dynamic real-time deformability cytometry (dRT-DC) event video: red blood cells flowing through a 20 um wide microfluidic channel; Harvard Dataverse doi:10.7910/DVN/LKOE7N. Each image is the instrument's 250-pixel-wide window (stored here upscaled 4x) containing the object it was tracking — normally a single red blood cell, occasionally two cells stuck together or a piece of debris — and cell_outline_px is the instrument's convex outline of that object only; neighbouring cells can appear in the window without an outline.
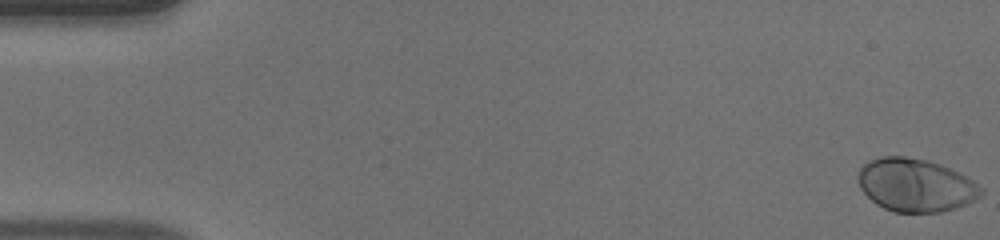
{"species": "human", "species_latin": "Homo sapiens", "temperature_condition": "warm", "stored_images_in_passage": 51, "camera_frame_rate_fps": 3000, "um_per_image_px": 0.085, "donor": {"sex": "male"}, "frame": {"image": 1, "passage_image": 1, "time_ms": 0.0, "image_size_px": [1000, 240], "cell_outline_px": [[984, 192], [976, 200], [968, 204], [956, 208], [940, 212], [892, 212], [876, 204], [860, 188], [856, 176], [860, 168], [868, 160], [880, 156], [904, 156], [924, 160], [940, 164], [968, 176], [984, 188]], "centroid_in_image_um": [77.84, 15.74], "position_along_channel_um": 7.2, "area_um2": 38.44}}
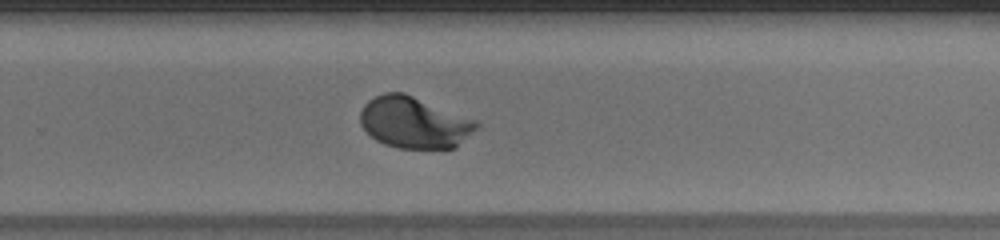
{"frame": {"image": 2, "passage_image": 34, "time_ms": 11.0, "image_size_px": [1000, 240], "cell_outline_px": [[480, 128], [456, 148], [396, 148], [384, 144], [376, 140], [360, 124], [360, 112], [364, 104], [368, 100], [384, 92], [404, 92], [480, 120]], "centroid_in_image_um": [35.28, 10.4], "position_along_channel_um": 294.5, "area_um2": 35.55}}
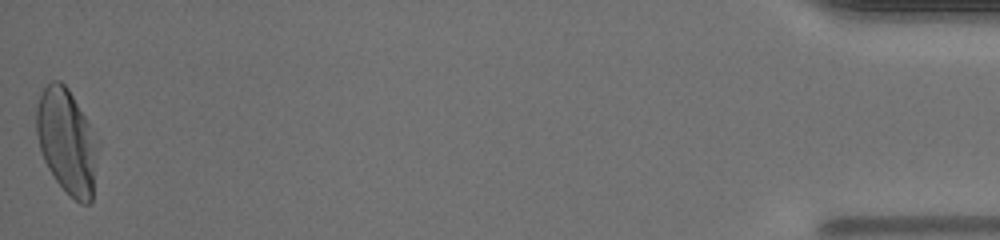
{"frame": {"image": 3, "passage_image": 51, "time_ms": 16.667, "image_size_px": [1000, 240], "cell_outline_px": [[100, 148], [92, 200], [88, 204], [80, 204], [56, 180], [48, 168], [44, 160], [40, 148], [36, 132], [36, 108], [40, 96], [44, 88], [52, 80], [60, 80], [68, 88], [100, 140]], "centroid_in_image_um": [5.73, 12.02], "position_along_channel_um": 429.5, "area_um2": 37.97}, "authors_computed_cell_mechanics": {"area_um2": 35.0268, "velocity_mm_per_s": 4.0502, "shape_relaxation_time_tau1_ms": 2.4613, "shape_relaxation_time_tau2_ms": null, "deformation_change_tau1": 0.1788, "deformation_change_tau2": null}}